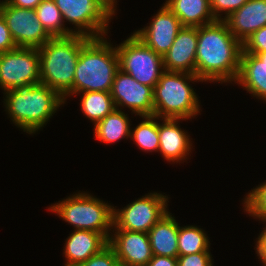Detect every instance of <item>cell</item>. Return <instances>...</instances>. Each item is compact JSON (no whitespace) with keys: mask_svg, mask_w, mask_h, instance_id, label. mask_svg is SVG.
<instances>
[{"mask_svg":"<svg viewBox=\"0 0 266 266\" xmlns=\"http://www.w3.org/2000/svg\"><path fill=\"white\" fill-rule=\"evenodd\" d=\"M242 43L223 20L198 27L195 75L203 81H236Z\"/></svg>","mask_w":266,"mask_h":266,"instance_id":"6da1fadb","label":"cell"},{"mask_svg":"<svg viewBox=\"0 0 266 266\" xmlns=\"http://www.w3.org/2000/svg\"><path fill=\"white\" fill-rule=\"evenodd\" d=\"M90 38L72 34L52 37L38 48L40 55V83L55 90L64 100L73 95V81L79 53Z\"/></svg>","mask_w":266,"mask_h":266,"instance_id":"7a4b0ae2","label":"cell"},{"mask_svg":"<svg viewBox=\"0 0 266 266\" xmlns=\"http://www.w3.org/2000/svg\"><path fill=\"white\" fill-rule=\"evenodd\" d=\"M104 37L90 38L80 49L76 64L73 94L89 91L110 92L119 59L116 47Z\"/></svg>","mask_w":266,"mask_h":266,"instance_id":"3957f363","label":"cell"},{"mask_svg":"<svg viewBox=\"0 0 266 266\" xmlns=\"http://www.w3.org/2000/svg\"><path fill=\"white\" fill-rule=\"evenodd\" d=\"M4 103L12 121L32 134L44 127L49 118L64 104L63 98L44 84L8 90Z\"/></svg>","mask_w":266,"mask_h":266,"instance_id":"277c9868","label":"cell"},{"mask_svg":"<svg viewBox=\"0 0 266 266\" xmlns=\"http://www.w3.org/2000/svg\"><path fill=\"white\" fill-rule=\"evenodd\" d=\"M189 80L202 81L190 73L165 71L153 89V116L187 120L198 115L199 100Z\"/></svg>","mask_w":266,"mask_h":266,"instance_id":"5b68a950","label":"cell"},{"mask_svg":"<svg viewBox=\"0 0 266 266\" xmlns=\"http://www.w3.org/2000/svg\"><path fill=\"white\" fill-rule=\"evenodd\" d=\"M113 206L86 193L74 194L49 210L57 213L76 230H90L101 233L107 240L113 227Z\"/></svg>","mask_w":266,"mask_h":266,"instance_id":"8992f818","label":"cell"},{"mask_svg":"<svg viewBox=\"0 0 266 266\" xmlns=\"http://www.w3.org/2000/svg\"><path fill=\"white\" fill-rule=\"evenodd\" d=\"M119 69L139 83L154 89L165 72L162 56L147 47L134 34L116 47Z\"/></svg>","mask_w":266,"mask_h":266,"instance_id":"52a82bcc","label":"cell"},{"mask_svg":"<svg viewBox=\"0 0 266 266\" xmlns=\"http://www.w3.org/2000/svg\"><path fill=\"white\" fill-rule=\"evenodd\" d=\"M38 48L17 47L0 53V87L6 92L40 83Z\"/></svg>","mask_w":266,"mask_h":266,"instance_id":"ba28073f","label":"cell"},{"mask_svg":"<svg viewBox=\"0 0 266 266\" xmlns=\"http://www.w3.org/2000/svg\"><path fill=\"white\" fill-rule=\"evenodd\" d=\"M167 201V196L154 192L121 210L113 208V228L148 233L168 213Z\"/></svg>","mask_w":266,"mask_h":266,"instance_id":"9c48e42d","label":"cell"},{"mask_svg":"<svg viewBox=\"0 0 266 266\" xmlns=\"http://www.w3.org/2000/svg\"><path fill=\"white\" fill-rule=\"evenodd\" d=\"M61 11L63 21H69L75 34L89 38L104 37L111 15L96 0H54ZM101 35V36H100Z\"/></svg>","mask_w":266,"mask_h":266,"instance_id":"30bf717a","label":"cell"},{"mask_svg":"<svg viewBox=\"0 0 266 266\" xmlns=\"http://www.w3.org/2000/svg\"><path fill=\"white\" fill-rule=\"evenodd\" d=\"M0 14L17 47L40 48L52 38L38 20L35 9L19 8L3 1Z\"/></svg>","mask_w":266,"mask_h":266,"instance_id":"8fae6325","label":"cell"},{"mask_svg":"<svg viewBox=\"0 0 266 266\" xmlns=\"http://www.w3.org/2000/svg\"><path fill=\"white\" fill-rule=\"evenodd\" d=\"M116 109L128 107L139 116H153V88L139 83L128 73L118 69L111 88Z\"/></svg>","mask_w":266,"mask_h":266,"instance_id":"7c38bea8","label":"cell"},{"mask_svg":"<svg viewBox=\"0 0 266 266\" xmlns=\"http://www.w3.org/2000/svg\"><path fill=\"white\" fill-rule=\"evenodd\" d=\"M149 24V26L135 31L133 34L147 47L163 56L171 48L183 25L179 18L165 4Z\"/></svg>","mask_w":266,"mask_h":266,"instance_id":"4fadbf2b","label":"cell"},{"mask_svg":"<svg viewBox=\"0 0 266 266\" xmlns=\"http://www.w3.org/2000/svg\"><path fill=\"white\" fill-rule=\"evenodd\" d=\"M108 244L122 266H146L153 254L148 233L115 229Z\"/></svg>","mask_w":266,"mask_h":266,"instance_id":"5bb4252c","label":"cell"},{"mask_svg":"<svg viewBox=\"0 0 266 266\" xmlns=\"http://www.w3.org/2000/svg\"><path fill=\"white\" fill-rule=\"evenodd\" d=\"M198 27L183 26L171 48L162 56L165 71L195 75Z\"/></svg>","mask_w":266,"mask_h":266,"instance_id":"9a60e30c","label":"cell"},{"mask_svg":"<svg viewBox=\"0 0 266 266\" xmlns=\"http://www.w3.org/2000/svg\"><path fill=\"white\" fill-rule=\"evenodd\" d=\"M241 43L252 33L266 26V0H248L223 20Z\"/></svg>","mask_w":266,"mask_h":266,"instance_id":"2e32d148","label":"cell"},{"mask_svg":"<svg viewBox=\"0 0 266 266\" xmlns=\"http://www.w3.org/2000/svg\"><path fill=\"white\" fill-rule=\"evenodd\" d=\"M107 244L108 240L99 232L75 229L63 249L68 261L65 266H80Z\"/></svg>","mask_w":266,"mask_h":266,"instance_id":"e0dca14e","label":"cell"},{"mask_svg":"<svg viewBox=\"0 0 266 266\" xmlns=\"http://www.w3.org/2000/svg\"><path fill=\"white\" fill-rule=\"evenodd\" d=\"M235 83L266 101V52L241 53L240 70Z\"/></svg>","mask_w":266,"mask_h":266,"instance_id":"ac0fdd59","label":"cell"},{"mask_svg":"<svg viewBox=\"0 0 266 266\" xmlns=\"http://www.w3.org/2000/svg\"><path fill=\"white\" fill-rule=\"evenodd\" d=\"M178 120L172 118H164V123H158L159 133V152L169 162H180L187 158L189 151L192 150V143L189 140L187 132L177 125Z\"/></svg>","mask_w":266,"mask_h":266,"instance_id":"d6986e66","label":"cell"},{"mask_svg":"<svg viewBox=\"0 0 266 266\" xmlns=\"http://www.w3.org/2000/svg\"><path fill=\"white\" fill-rule=\"evenodd\" d=\"M178 233L179 224L168 212L148 231L152 254L177 258Z\"/></svg>","mask_w":266,"mask_h":266,"instance_id":"ffe728a7","label":"cell"},{"mask_svg":"<svg viewBox=\"0 0 266 266\" xmlns=\"http://www.w3.org/2000/svg\"><path fill=\"white\" fill-rule=\"evenodd\" d=\"M165 5L183 26L199 27L216 21L210 10V0H167Z\"/></svg>","mask_w":266,"mask_h":266,"instance_id":"44dd1931","label":"cell"},{"mask_svg":"<svg viewBox=\"0 0 266 266\" xmlns=\"http://www.w3.org/2000/svg\"><path fill=\"white\" fill-rule=\"evenodd\" d=\"M95 137L104 143H114L120 139L130 137V122L127 114L114 109L104 119L94 125Z\"/></svg>","mask_w":266,"mask_h":266,"instance_id":"7402d4cb","label":"cell"},{"mask_svg":"<svg viewBox=\"0 0 266 266\" xmlns=\"http://www.w3.org/2000/svg\"><path fill=\"white\" fill-rule=\"evenodd\" d=\"M81 108L84 115L96 125L115 109L110 92H83Z\"/></svg>","mask_w":266,"mask_h":266,"instance_id":"603a6c76","label":"cell"},{"mask_svg":"<svg viewBox=\"0 0 266 266\" xmlns=\"http://www.w3.org/2000/svg\"><path fill=\"white\" fill-rule=\"evenodd\" d=\"M37 18L52 37H66L75 34V29L65 28L63 17L54 0H43L35 8ZM63 22V23H62Z\"/></svg>","mask_w":266,"mask_h":266,"instance_id":"cb8c5ba5","label":"cell"},{"mask_svg":"<svg viewBox=\"0 0 266 266\" xmlns=\"http://www.w3.org/2000/svg\"><path fill=\"white\" fill-rule=\"evenodd\" d=\"M207 234L196 226H179L178 255L210 252V244Z\"/></svg>","mask_w":266,"mask_h":266,"instance_id":"d4e9b609","label":"cell"},{"mask_svg":"<svg viewBox=\"0 0 266 266\" xmlns=\"http://www.w3.org/2000/svg\"><path fill=\"white\" fill-rule=\"evenodd\" d=\"M144 121L139 123L134 130H130V138L134 139L140 149L144 151L159 150V133L156 116H142ZM133 131V132H132Z\"/></svg>","mask_w":266,"mask_h":266,"instance_id":"484cf974","label":"cell"},{"mask_svg":"<svg viewBox=\"0 0 266 266\" xmlns=\"http://www.w3.org/2000/svg\"><path fill=\"white\" fill-rule=\"evenodd\" d=\"M244 206L247 213L255 218L266 219V182L250 191L245 197Z\"/></svg>","mask_w":266,"mask_h":266,"instance_id":"4316f807","label":"cell"},{"mask_svg":"<svg viewBox=\"0 0 266 266\" xmlns=\"http://www.w3.org/2000/svg\"><path fill=\"white\" fill-rule=\"evenodd\" d=\"M120 262L117 259L112 247L107 244L98 253L91 256L86 262L80 266H119Z\"/></svg>","mask_w":266,"mask_h":266,"instance_id":"83f0119b","label":"cell"},{"mask_svg":"<svg viewBox=\"0 0 266 266\" xmlns=\"http://www.w3.org/2000/svg\"><path fill=\"white\" fill-rule=\"evenodd\" d=\"M266 52V26L252 33L242 43V53Z\"/></svg>","mask_w":266,"mask_h":266,"instance_id":"f1b7e54d","label":"cell"},{"mask_svg":"<svg viewBox=\"0 0 266 266\" xmlns=\"http://www.w3.org/2000/svg\"><path fill=\"white\" fill-rule=\"evenodd\" d=\"M247 1L248 0H210V10L215 20H224ZM221 12L226 14L224 18L218 14Z\"/></svg>","mask_w":266,"mask_h":266,"instance_id":"f546056e","label":"cell"},{"mask_svg":"<svg viewBox=\"0 0 266 266\" xmlns=\"http://www.w3.org/2000/svg\"><path fill=\"white\" fill-rule=\"evenodd\" d=\"M210 252L178 255L177 266H213Z\"/></svg>","mask_w":266,"mask_h":266,"instance_id":"4dcf8cb0","label":"cell"},{"mask_svg":"<svg viewBox=\"0 0 266 266\" xmlns=\"http://www.w3.org/2000/svg\"><path fill=\"white\" fill-rule=\"evenodd\" d=\"M16 48L17 46L11 37L9 28L3 16L0 14V53L8 52Z\"/></svg>","mask_w":266,"mask_h":266,"instance_id":"1f68e13d","label":"cell"},{"mask_svg":"<svg viewBox=\"0 0 266 266\" xmlns=\"http://www.w3.org/2000/svg\"><path fill=\"white\" fill-rule=\"evenodd\" d=\"M261 220H263V222H266V219ZM256 252L258 254L257 256H259L264 266H266V227L257 239Z\"/></svg>","mask_w":266,"mask_h":266,"instance_id":"d6a6232c","label":"cell"},{"mask_svg":"<svg viewBox=\"0 0 266 266\" xmlns=\"http://www.w3.org/2000/svg\"><path fill=\"white\" fill-rule=\"evenodd\" d=\"M146 266H177V258L153 255Z\"/></svg>","mask_w":266,"mask_h":266,"instance_id":"836d02e7","label":"cell"},{"mask_svg":"<svg viewBox=\"0 0 266 266\" xmlns=\"http://www.w3.org/2000/svg\"><path fill=\"white\" fill-rule=\"evenodd\" d=\"M43 0H5L6 4L19 8L35 9Z\"/></svg>","mask_w":266,"mask_h":266,"instance_id":"e575fe53","label":"cell"},{"mask_svg":"<svg viewBox=\"0 0 266 266\" xmlns=\"http://www.w3.org/2000/svg\"><path fill=\"white\" fill-rule=\"evenodd\" d=\"M111 16L115 14V1L116 0H96Z\"/></svg>","mask_w":266,"mask_h":266,"instance_id":"d590c367","label":"cell"}]
</instances>
